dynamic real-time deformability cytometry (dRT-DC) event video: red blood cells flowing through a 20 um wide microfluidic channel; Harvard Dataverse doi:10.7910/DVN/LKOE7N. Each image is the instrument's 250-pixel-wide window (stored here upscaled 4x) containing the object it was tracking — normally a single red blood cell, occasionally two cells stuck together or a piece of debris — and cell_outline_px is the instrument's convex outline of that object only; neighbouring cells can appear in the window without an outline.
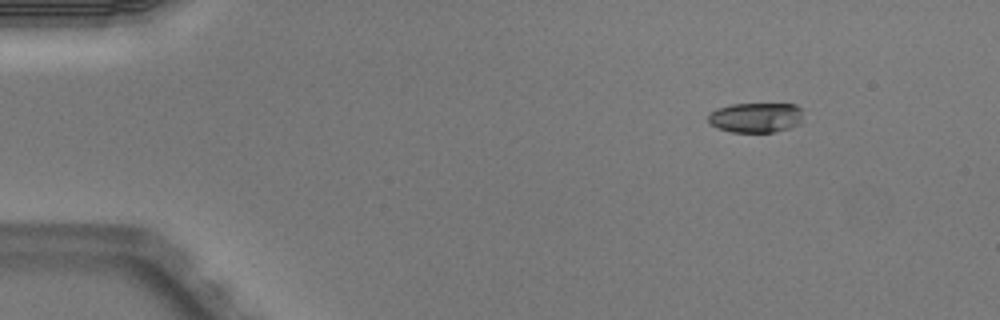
{"species": "Egyptian fruit bat (a non-hibernating species)", "species_latin": "Rousettus aegyptiacus", "temperature_condition": "warm", "stored_images_in_passage": 5, "camera_frame_rate_fps": 3000, "um_per_image_px": 0.085, "animal": {"sex": "male"}, "frame": {"image": 1, "passage_image": 1, "time_ms": 0.0, "image_size_px": [1000, 320], "cell_outline_px": [[800, 124], [776, 132], [732, 132], [716, 128], [708, 124], [708, 112], [716, 108], [732, 104], [796, 104], [800, 108]], "centroid_in_image_um": [64.17, 9.99], "position_along_channel_um": 20.8, "area_um2": 16.7}}
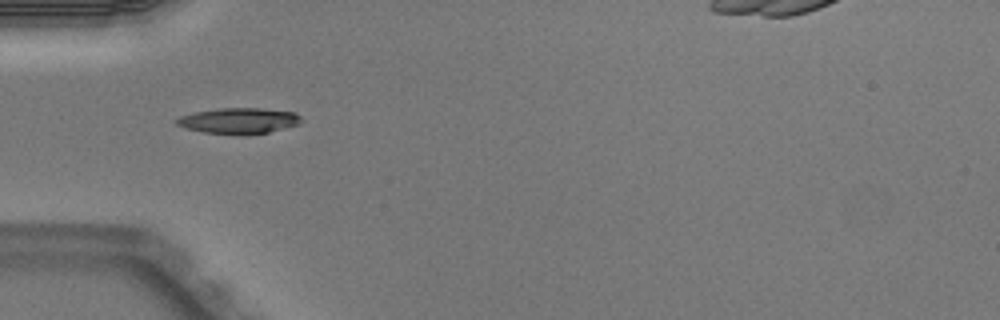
{"frame": {"image": 2, "passage_image": 4, "time_ms": 1.0, "image_size_px": [1000, 320], "cell_outline_px": [[304, 120], [300, 124], [268, 132], [204, 132], [184, 128], [176, 124], [176, 120], [180, 116], [196, 112], [220, 108], [260, 108], [296, 112]], "centroid_in_image_um": [20.34, 10.22], "position_along_channel_um": 64.7, "area_um2": 18.03}}